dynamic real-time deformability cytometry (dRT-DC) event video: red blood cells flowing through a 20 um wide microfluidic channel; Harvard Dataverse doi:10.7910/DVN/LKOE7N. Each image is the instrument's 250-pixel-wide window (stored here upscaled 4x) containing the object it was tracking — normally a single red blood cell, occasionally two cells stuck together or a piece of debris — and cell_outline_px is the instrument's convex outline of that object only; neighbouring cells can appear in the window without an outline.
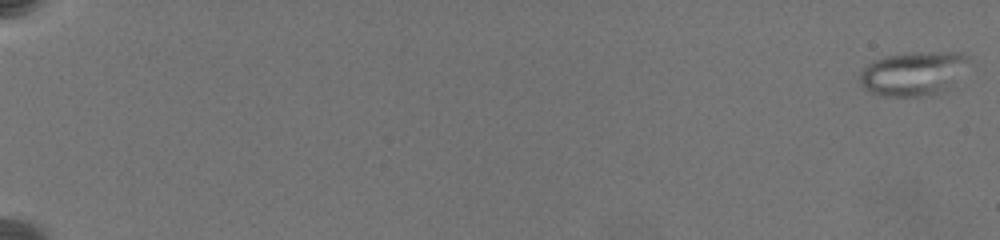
{"species": "common noctule bat (a hibernating species)", "species_latin": "Nyctalus noctula", "temperature_condition": "warm", "stored_images_in_passage": 42, "camera_frame_rate_fps": 3000, "um_per_image_px": 0.085, "animal": {"sex": "female", "body_mass_g": 19.5, "forearm_length_mm": 54.1}, "frame": {"image": 1, "passage_image": 1, "time_ms": 0.0, "image_size_px": [1000, 240], "cell_outline_px": [[968, 60], [936, 92], [920, 96], [896, 96], [872, 92], [864, 88], [860, 84], [860, 72], [868, 64], [884, 56], [952, 52], [956, 52], [964, 56]], "centroid_in_image_um": [77.42, 6.24], "position_along_channel_um": 7.6, "area_um2": 25.37}}
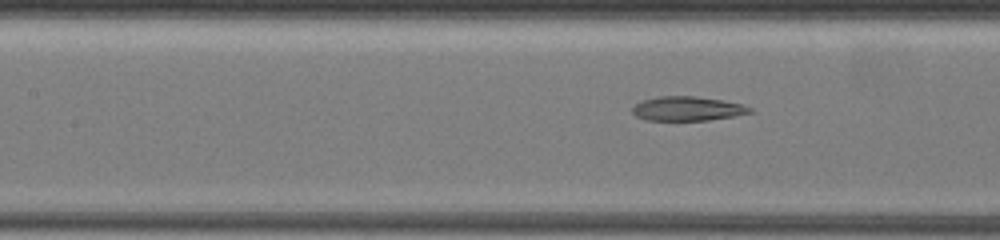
{"frame": {"image": 2, "passage_image": 20, "time_ms": 10.667, "image_size_px": [1000, 240], "cell_outline_px": [[752, 112], [732, 116], [708, 120], [648, 120], [636, 116], [632, 112], [632, 108], [636, 104], [644, 100], [660, 96], [696, 96], [720, 100], [740, 104], [752, 108]], "centroid_in_image_um": [58.41, 9.23], "position_along_channel_um": 149.0, "area_um2": 16.3}}
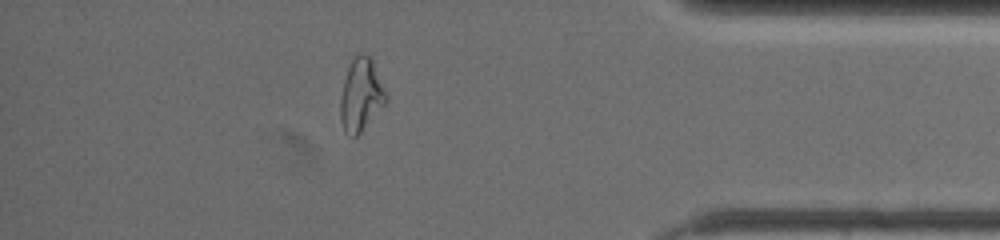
{"frame": {"image": 3, "passage_image": 37, "time_ms": 18.667, "image_size_px": [1000, 240], "cell_outline_px": [[388, 100], [360, 132], [356, 136], [352, 136], [344, 132], [340, 120], [340, 100], [344, 80], [348, 68], [352, 60], [360, 52], [364, 52], [372, 56]], "centroid_in_image_um": [30.68, 8.03], "position_along_channel_um": 404.5, "area_um2": 19.19}, "authors_computed_cell_mechanics": {"area_um2": 20.1722, "velocity_mm_per_s": 3.5128, "shape_relaxation_time_tau1_ms": null, "shape_relaxation_time_tau2_ms": 2.8208, "deformation_change_tau1": null, "deformation_change_tau2": 0.1029}}